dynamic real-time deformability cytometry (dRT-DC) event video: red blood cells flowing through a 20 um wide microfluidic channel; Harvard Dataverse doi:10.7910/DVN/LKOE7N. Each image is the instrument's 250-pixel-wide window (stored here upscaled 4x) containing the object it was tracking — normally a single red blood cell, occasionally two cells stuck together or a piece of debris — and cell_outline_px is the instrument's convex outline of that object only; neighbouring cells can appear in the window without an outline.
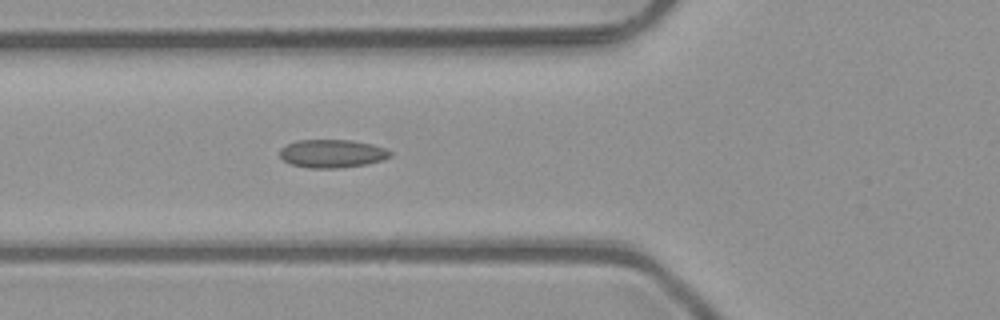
{"species": "common noctule bat (a hibernating species)", "species_latin": "Nyctalus noctula", "temperature_condition": "room temperature", "stored_images_in_passage": 6, "camera_frame_rate_fps": 3000, "um_per_image_px": 0.085, "animal": {"sex": "male", "body_mass_g": 23.1, "forearm_length_mm": 52.7}, "frame": {"image": 1, "passage_image": 6, "time_ms": 1.667, "image_size_px": [1000, 320], "cell_outline_px": [[392, 156], [384, 160], [368, 164], [336, 168], [308, 168], [292, 164], [284, 160], [280, 156], [280, 148], [296, 140], [352, 140], [372, 144], [384, 148], [392, 152]], "centroid_in_image_um": [28.26, 13.05], "position_along_channel_um": 97.5, "area_um2": 18.21}}